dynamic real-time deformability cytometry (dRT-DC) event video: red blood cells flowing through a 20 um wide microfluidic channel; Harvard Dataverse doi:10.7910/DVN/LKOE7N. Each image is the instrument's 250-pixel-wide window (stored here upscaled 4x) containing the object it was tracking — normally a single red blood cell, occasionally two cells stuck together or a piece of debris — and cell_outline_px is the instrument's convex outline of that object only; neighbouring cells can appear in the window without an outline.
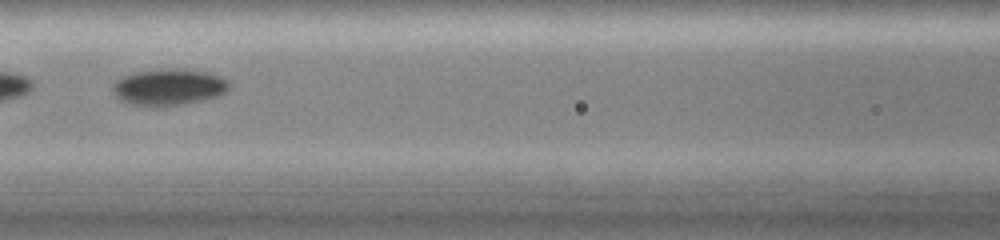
{"species": "common noctule bat (a hibernating species)", "species_latin": "Nyctalus noctula", "temperature_condition": "cold", "stored_images_in_passage": 20, "camera_frame_rate_fps": 3000, "um_per_image_px": 0.085, "animal": {"sex": "female", "body_mass_g": 19.0, "forearm_length_mm": 51.5}, "frame": {"image": 1, "passage_image": 9, "time_ms": 2.667, "image_size_px": [1000, 240], "cell_outline_px": [[228, 88], [224, 92], [216, 96], [200, 100], [180, 104], [132, 104], [120, 100], [112, 92], [112, 84], [120, 76], [136, 72], [160, 68], [192, 68], [208, 72], [220, 76], [228, 80]], "centroid_in_image_um": [14.32, 7.33], "position_along_channel_um": 152.3, "area_um2": 24.51}}
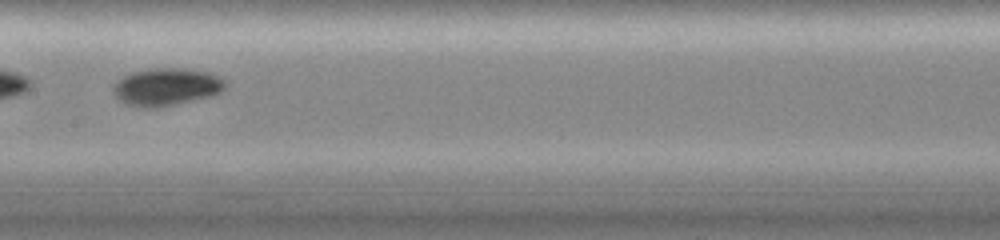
{"frame": {"image": 2, "passage_image": 12, "time_ms": 3.667, "image_size_px": [1000, 240], "cell_outline_px": [[228, 84], [220, 92], [212, 96], [152, 108], [144, 108], [128, 104], [120, 100], [112, 92], [112, 84], [116, 80], [132, 72], [152, 68], [184, 68], [212, 72], [220, 76]], "centroid_in_image_um": [14.15, 7.36], "position_along_channel_um": 193.2, "area_um2": 24.62}}